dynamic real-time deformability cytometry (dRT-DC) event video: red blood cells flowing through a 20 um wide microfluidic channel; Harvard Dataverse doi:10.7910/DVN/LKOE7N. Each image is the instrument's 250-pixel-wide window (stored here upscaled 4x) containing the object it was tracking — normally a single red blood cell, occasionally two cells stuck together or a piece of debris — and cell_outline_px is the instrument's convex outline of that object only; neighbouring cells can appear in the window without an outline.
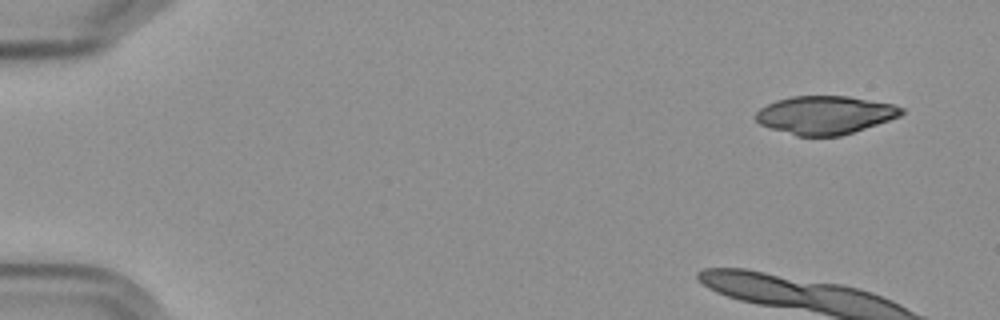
{"species": "Egyptian fruit bat (a non-hibernating species)", "species_latin": "Rousettus aegyptiacus", "temperature_condition": "cold", "stored_images_in_passage": 6, "camera_frame_rate_fps": 3000, "um_per_image_px": 0.085, "frame": {"image": 1, "passage_image": 1, "time_ms": 0.0, "image_size_px": [1000, 320], "cell_outline_px": [[904, 112], [900, 116], [840, 136], [796, 136], [760, 124], [756, 120], [756, 112], [760, 108], [776, 100], [792, 96], [848, 96], [892, 104], [904, 108]], "centroid_in_image_um": [70.12, 9.77], "position_along_channel_um": 14.9, "area_um2": 32.14}}